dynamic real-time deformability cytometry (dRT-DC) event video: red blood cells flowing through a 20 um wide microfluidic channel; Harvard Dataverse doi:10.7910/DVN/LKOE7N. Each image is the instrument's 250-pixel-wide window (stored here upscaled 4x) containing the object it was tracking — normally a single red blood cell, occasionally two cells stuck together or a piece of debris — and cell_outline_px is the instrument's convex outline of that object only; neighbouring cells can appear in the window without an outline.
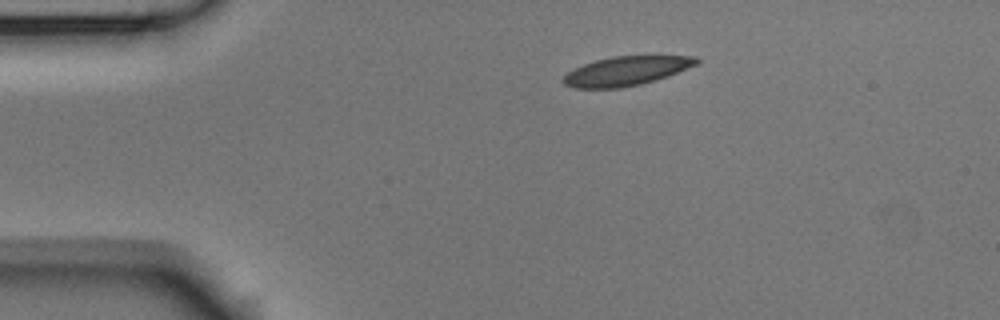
{"species": "Egyptian fruit bat (a non-hibernating species)", "species_latin": "Rousettus aegyptiacus", "temperature_condition": "room temperature", "stored_images_in_passage": 3, "camera_frame_rate_fps": 3000, "um_per_image_px": 0.085, "animal": {"sex": "male"}, "frame": {"image": 1, "passage_image": 1, "time_ms": 0.0, "image_size_px": [1000, 320], "cell_outline_px": [[700, 60], [696, 64], [668, 76], [656, 80], [640, 84], [620, 88], [572, 88], [564, 84], [560, 80], [568, 72], [584, 64], [596, 60], [612, 56], [696, 56]], "centroid_in_image_um": [53.2, 6.04], "position_along_channel_um": 31.8, "area_um2": 22.48}}
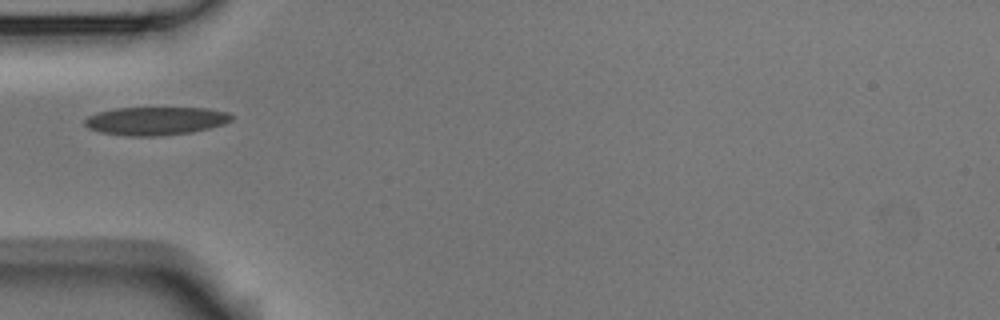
{"frame": {"image": 2, "passage_image": 3, "time_ms": 0.667, "image_size_px": [1000, 320], "cell_outline_px": [[236, 116], [232, 120], [224, 124], [192, 132], [160, 136], [128, 136], [100, 132], [88, 128], [84, 124], [84, 120], [88, 116], [100, 112], [116, 108], [208, 108], [228, 112]], "centroid_in_image_um": [13.27, 10.28], "position_along_channel_um": 71.7, "area_um2": 24.22}}